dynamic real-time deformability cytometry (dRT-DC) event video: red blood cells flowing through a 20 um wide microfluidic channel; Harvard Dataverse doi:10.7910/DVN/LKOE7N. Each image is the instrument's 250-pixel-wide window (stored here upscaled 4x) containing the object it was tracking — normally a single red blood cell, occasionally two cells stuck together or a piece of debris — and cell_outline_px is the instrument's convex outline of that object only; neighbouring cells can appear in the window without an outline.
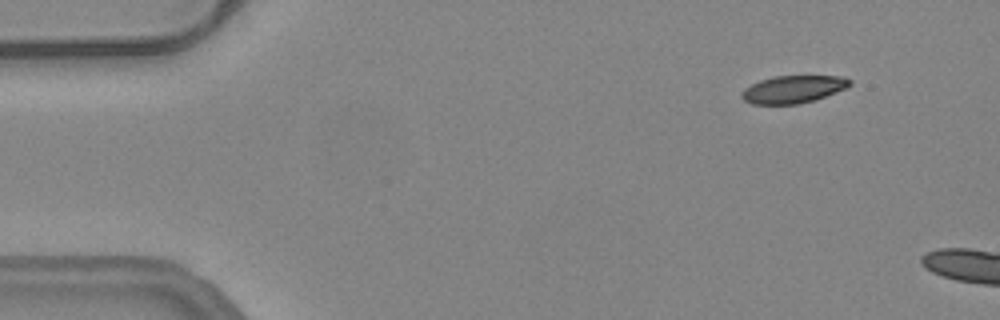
{"species": "common noctule bat (a hibernating species)", "species_latin": "Nyctalus noctula", "temperature_condition": "warm", "stored_images_in_passage": 8, "camera_frame_rate_fps": 3000, "um_per_image_px": 0.085, "animal": {"sex": "female", "body_mass_g": 24.6, "forearm_length_mm": 56.2}, "frame": {"image": 1, "passage_image": 1, "time_ms": 0.0, "image_size_px": [1000, 320], "cell_outline_px": [[852, 84], [848, 88], [816, 100], [796, 104], [752, 104], [744, 100], [740, 96], [740, 92], [744, 88], [760, 80], [776, 76], [844, 76], [852, 80]], "centroid_in_image_um": [67.45, 7.59], "position_along_channel_um": 17.5, "area_um2": 17.57}}